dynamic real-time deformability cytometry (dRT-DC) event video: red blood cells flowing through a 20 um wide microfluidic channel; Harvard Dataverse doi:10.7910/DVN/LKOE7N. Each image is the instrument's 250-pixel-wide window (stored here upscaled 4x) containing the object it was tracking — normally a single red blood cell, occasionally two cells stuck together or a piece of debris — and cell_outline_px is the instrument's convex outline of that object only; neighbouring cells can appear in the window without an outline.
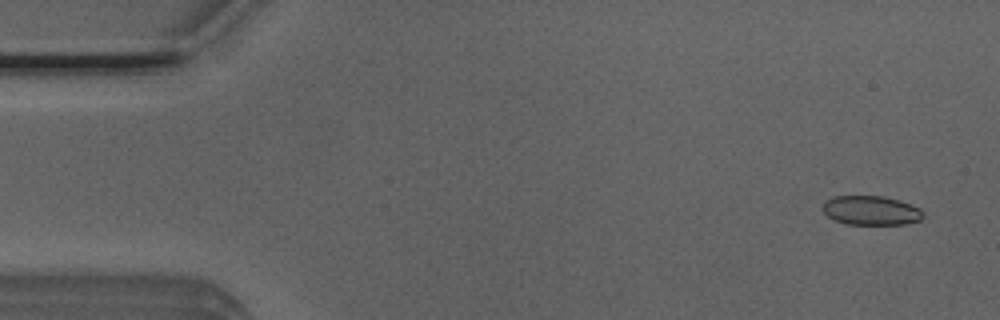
{"species": "Egyptian fruit bat (a non-hibernating species)", "species_latin": "Rousettus aegyptiacus", "temperature_condition": "room temperature", "stored_images_in_passage": 53, "camera_frame_rate_fps": 3000, "um_per_image_px": 0.085, "animal": {"sex": "male"}, "frame": {"image": 1, "passage_image": 3, "time_ms": 0.667, "image_size_px": [1000, 320], "cell_outline_px": [[924, 216], [920, 220], [904, 224], [844, 224], [828, 216], [824, 212], [824, 200], [832, 196], [884, 196], [900, 200], [920, 208], [924, 212]], "centroid_in_image_um": [74.06, 17.88], "position_along_channel_um": 10.9, "area_um2": 17.17}}
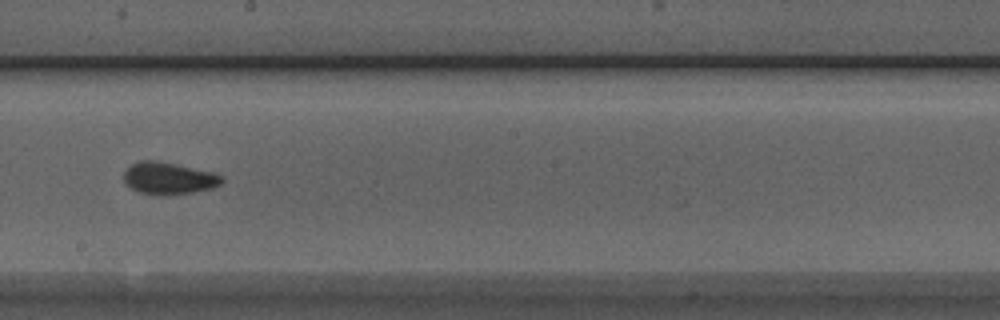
{"frame": {"image": 2, "passage_image": 29, "time_ms": 9.333, "image_size_px": [1000, 320], "cell_outline_px": [[224, 180], [220, 184], [212, 188], [192, 192], [168, 196], [156, 196], [140, 192], [124, 184], [124, 172], [132, 164], [140, 160], [156, 160], [176, 164], [212, 172], [224, 176]], "centroid_in_image_um": [14.33, 15.17], "position_along_channel_um": 233.9, "area_um2": 18.5}}
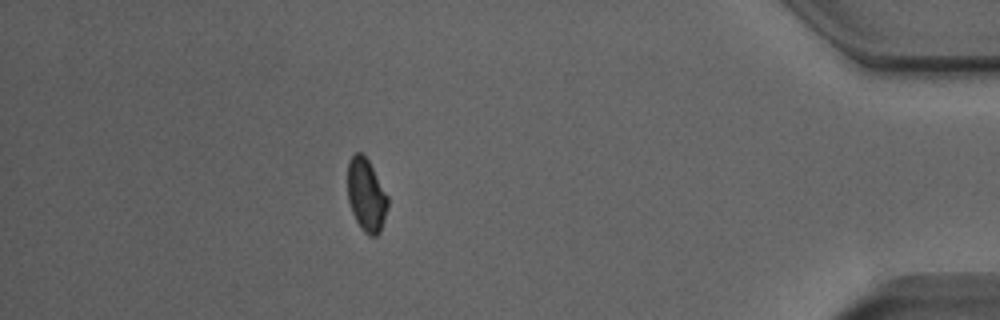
{"frame": {"image": 3, "passage_image": 46, "time_ms": 15.0, "image_size_px": [1000, 320], "cell_outline_px": [[388, 204], [384, 220], [380, 232], [376, 236], [368, 236], [360, 228], [352, 212], [348, 200], [348, 160], [356, 152], [360, 152], [368, 160], [388, 196]], "centroid_in_image_um": [31.13, 16.6], "position_along_channel_um": 404.1, "area_um2": 16.99}, "authors_computed_cell_mechanics": {"area_um2": 17.9758, "velocity_mm_per_s": 3.9211, "shape_relaxation_time_tau1_ms": 6.9201, "shape_relaxation_time_tau2_ms": 1.5199, "deformation_change_tau1": 0.1273, "deformation_change_tau2": 0.0544}}